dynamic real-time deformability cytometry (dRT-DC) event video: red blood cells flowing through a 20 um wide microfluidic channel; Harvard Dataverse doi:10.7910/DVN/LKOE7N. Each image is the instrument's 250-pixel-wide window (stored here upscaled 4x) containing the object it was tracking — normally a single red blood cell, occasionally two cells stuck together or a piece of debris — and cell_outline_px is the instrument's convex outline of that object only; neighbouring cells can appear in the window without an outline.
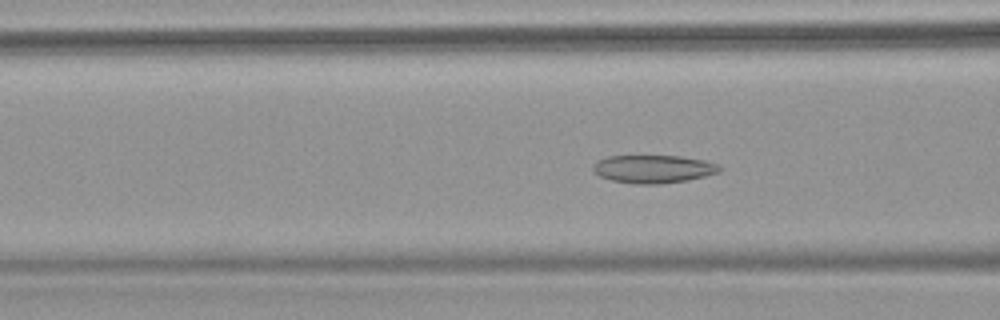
{"species": "common noctule bat (a hibernating species)", "species_latin": "Nyctalus noctula", "temperature_condition": "warm", "stored_images_in_passage": 65, "camera_frame_rate_fps": 3000, "um_per_image_px": 0.085, "animal": {"sex": "female", "body_mass_g": 18.4}, "frame": {"image": 1, "passage_image": 27, "time_ms": 8.667, "image_size_px": [1000, 320], "cell_outline_px": [[724, 168], [720, 172], [688, 180], [660, 184], [632, 184], [612, 180], [600, 176], [592, 172], [592, 164], [596, 160], [608, 156], [680, 156], [704, 160], [720, 164]], "centroid_in_image_um": [55.53, 14.36], "position_along_channel_um": 111.1, "area_um2": 20.98}}
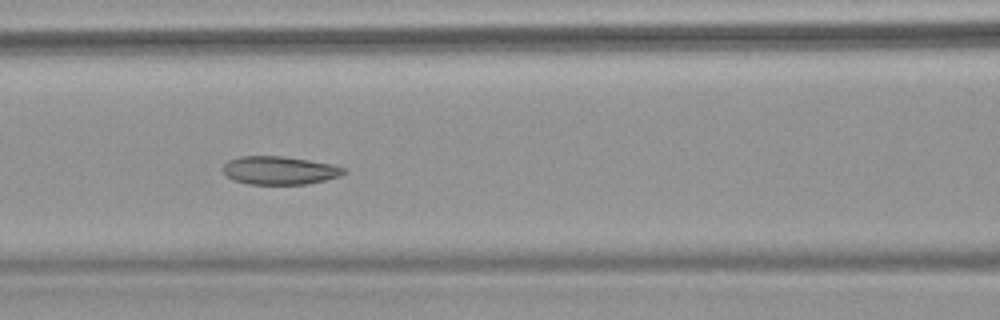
{"frame": {"image": 2, "passage_image": 30, "time_ms": 9.667, "image_size_px": [1000, 320], "cell_outline_px": [[348, 172], [340, 176], [308, 184], [248, 184], [232, 180], [224, 172], [224, 164], [228, 160], [240, 156], [284, 156], [332, 164], [348, 168]], "centroid_in_image_um": [23.8, 14.48], "position_along_channel_um": 142.8, "area_um2": 20.0}}
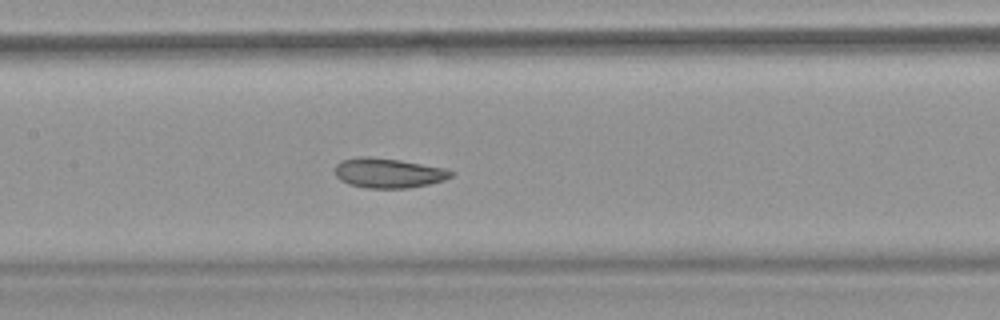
{"frame": {"image": 3, "passage_image": 33, "time_ms": 10.667, "image_size_px": [1000, 320], "cell_outline_px": [[456, 172], [452, 176], [444, 180], [428, 184], [408, 188], [364, 188], [348, 184], [340, 180], [336, 176], [336, 164], [344, 160], [356, 156], [368, 156], [400, 160], [444, 168]], "centroid_in_image_um": [33.01, 14.71], "position_along_channel_um": 174.4, "area_um2": 20.17}}